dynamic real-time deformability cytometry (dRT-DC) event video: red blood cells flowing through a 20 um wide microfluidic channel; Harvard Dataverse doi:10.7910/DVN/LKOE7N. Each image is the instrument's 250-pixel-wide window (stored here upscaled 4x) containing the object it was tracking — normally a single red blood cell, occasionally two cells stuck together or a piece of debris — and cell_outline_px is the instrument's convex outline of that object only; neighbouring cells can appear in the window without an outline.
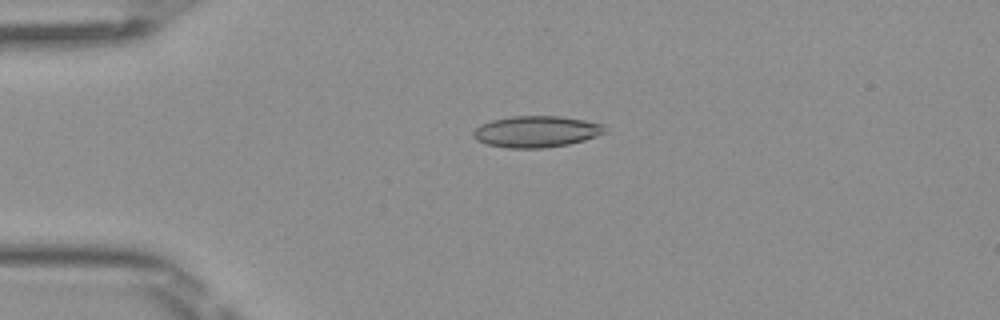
{"species": "Egyptian fruit bat (a non-hibernating species)", "species_latin": "Rousettus aegyptiacus", "temperature_condition": "room temperature", "stored_images_in_passage": 50, "camera_frame_rate_fps": 3000, "um_per_image_px": 0.085, "frame": {"image": 1, "passage_image": 12, "time_ms": 3.667, "image_size_px": [1000, 320], "cell_outline_px": [[608, 132], [584, 140], [568, 144], [544, 148], [508, 148], [488, 144], [476, 140], [472, 136], [472, 132], [476, 128], [492, 120], [512, 116], [560, 116], [608, 124]], "centroid_in_image_um": [45.66, 11.18], "position_along_channel_um": 39.3, "area_um2": 24.22}}
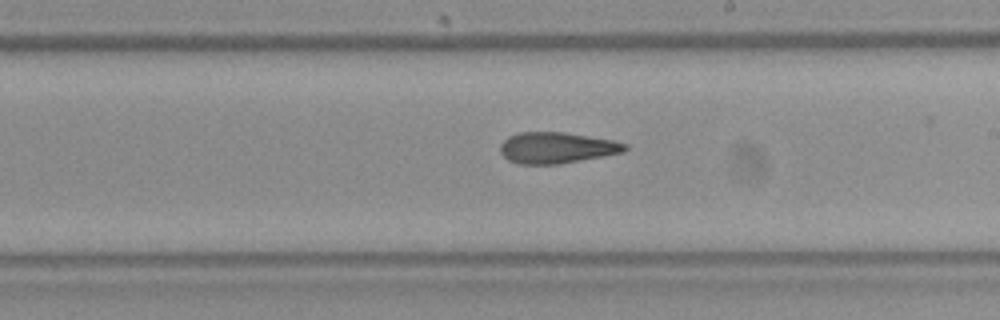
{"frame": {"image": 2, "passage_image": 29, "time_ms": 9.333, "image_size_px": [1000, 320], "cell_outline_px": [[628, 148], [624, 152], [604, 156], [560, 164], [516, 164], [508, 160], [500, 152], [500, 144], [508, 136], [516, 132], [564, 132], [612, 140], [628, 144]], "centroid_in_image_um": [47.3, 12.56], "position_along_channel_um": 241.7, "area_um2": 22.77}}
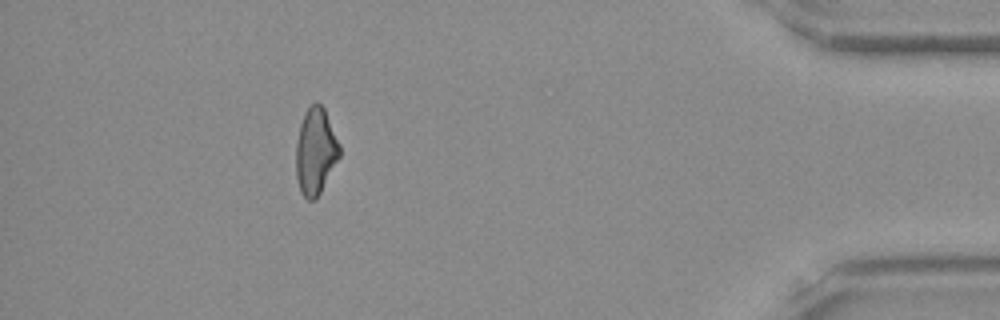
{"frame": {"image": 3, "passage_image": 45, "time_ms": 14.667, "image_size_px": [1000, 320], "cell_outline_px": [[340, 156], [316, 200], [308, 200], [300, 192], [296, 176], [296, 144], [300, 124], [304, 112], [316, 100], [324, 108], [340, 144]], "centroid_in_image_um": [26.82, 12.86], "position_along_channel_um": 408.4, "area_um2": 22.02}, "authors_computed_cell_mechanics": {"area_um2": 22.8888, "velocity_mm_per_s": 4.1059, "shape_relaxation_time_tau1_ms": null, "shape_relaxation_time_tau2_ms": 4.7786, "deformation_change_tau1": null, "deformation_change_tau2": 0.1532}}